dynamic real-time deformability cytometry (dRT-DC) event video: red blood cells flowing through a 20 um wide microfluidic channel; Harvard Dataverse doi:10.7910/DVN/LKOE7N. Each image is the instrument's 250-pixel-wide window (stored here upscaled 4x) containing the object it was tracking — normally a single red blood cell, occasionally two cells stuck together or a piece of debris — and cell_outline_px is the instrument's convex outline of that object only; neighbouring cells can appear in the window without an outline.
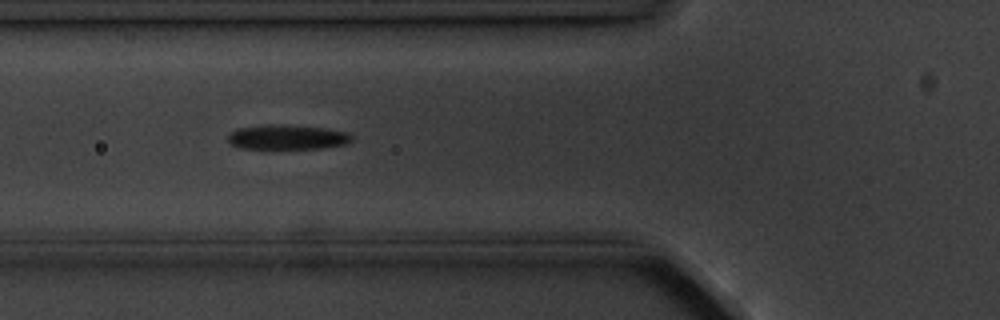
{"species": "common noctule bat (a hibernating species)", "species_latin": "Nyctalus noctula", "temperature_condition": "cold", "stored_images_in_passage": 14, "camera_frame_rate_fps": 3000, "um_per_image_px": 0.085, "animal": {"sex": "male", "body_mass_g": 20.1, "forearm_length_mm": 53.5}, "frame": {"image": 1, "passage_image": 5, "time_ms": 5.333, "image_size_px": [1000, 320], "cell_outline_px": [[352, 140], [348, 144], [324, 148], [240, 148], [232, 144], [228, 140], [228, 132], [236, 128], [264, 124], [288, 124], [328, 128], [348, 132], [352, 136]], "centroid_in_image_um": [24.43, 11.63], "position_along_channel_um": 101.4, "area_um2": 18.21}}
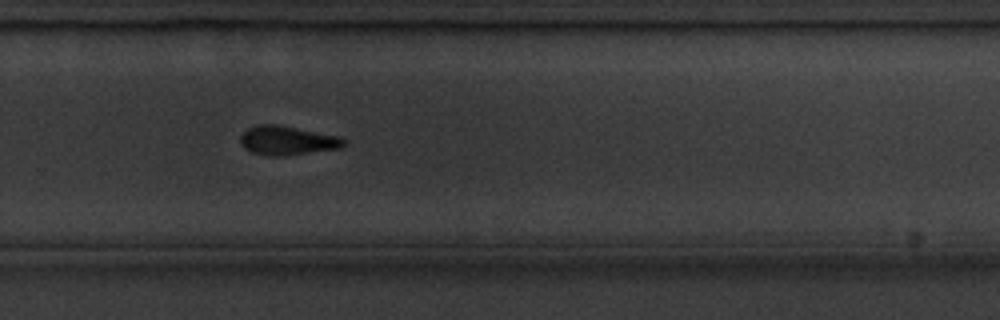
{"frame": {"image": 2, "passage_image": 10, "time_ms": 11.0, "image_size_px": [1000, 320], "cell_outline_px": [[348, 144], [340, 148], [280, 156], [268, 156], [252, 152], [244, 148], [240, 144], [240, 136], [248, 128], [260, 124], [276, 124], [340, 136], [348, 140]], "centroid_in_image_um": [24.44, 11.94], "position_along_channel_um": 305.4, "area_um2": 17.57}}
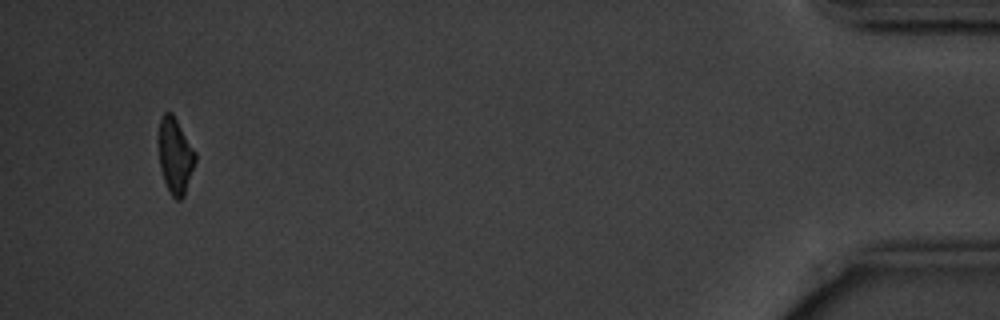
{"frame": {"image": 3, "passage_image": 14, "time_ms": 16.333, "image_size_px": [1000, 320], "cell_outline_px": [[196, 160], [184, 196], [180, 200], [176, 200], [168, 192], [160, 168], [160, 116], [164, 112], [172, 112], [196, 152]], "centroid_in_image_um": [14.91, 13.26], "position_along_channel_um": 420.3, "area_um2": 16.01}, "authors_computed_cell_mechanics": {"area_um2": 18.207, "velocity_mm_per_s": 3.5962, "shape_relaxation_time_tau1_ms": 1.8447, "shape_relaxation_time_tau2_ms": null, "deformation_change_tau1": 0.1052, "deformation_change_tau2": null}}